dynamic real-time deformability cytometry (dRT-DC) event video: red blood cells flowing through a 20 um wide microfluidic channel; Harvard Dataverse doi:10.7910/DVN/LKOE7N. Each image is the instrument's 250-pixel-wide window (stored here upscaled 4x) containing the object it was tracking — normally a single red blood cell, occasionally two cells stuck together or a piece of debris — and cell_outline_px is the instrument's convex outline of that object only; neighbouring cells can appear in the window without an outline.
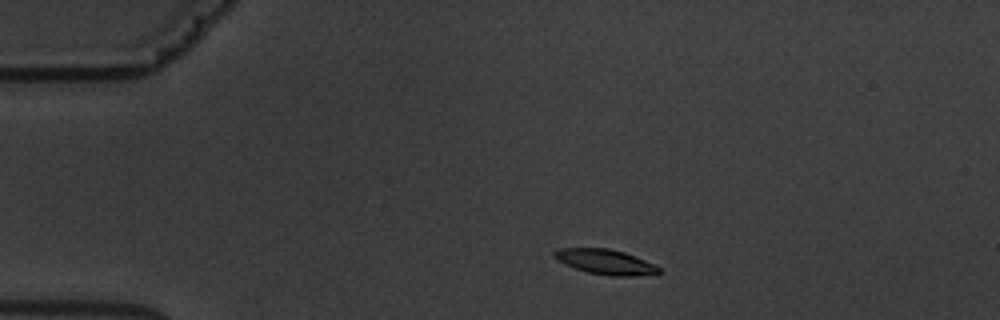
{"species": "common noctule bat (a hibernating species)", "species_latin": "Nyctalus noctula", "temperature_condition": "warm", "stored_images_in_passage": 3, "camera_frame_rate_fps": 3000, "um_per_image_px": 0.085, "animal": {"sex": "male", "body_mass_g": 19.5, "forearm_length_mm": 54.6}, "frame": {"image": 1, "passage_image": 2, "time_ms": 1.333, "image_size_px": [1000, 320], "cell_outline_px": [[660, 272], [636, 276], [608, 276], [588, 272], [572, 268], [556, 260], [552, 256], [552, 252], [560, 248], [608, 248], [624, 252], [644, 260], [660, 268]], "centroid_in_image_um": [51.37, 22.26], "position_along_channel_um": 33.6, "area_um2": 15.26}}